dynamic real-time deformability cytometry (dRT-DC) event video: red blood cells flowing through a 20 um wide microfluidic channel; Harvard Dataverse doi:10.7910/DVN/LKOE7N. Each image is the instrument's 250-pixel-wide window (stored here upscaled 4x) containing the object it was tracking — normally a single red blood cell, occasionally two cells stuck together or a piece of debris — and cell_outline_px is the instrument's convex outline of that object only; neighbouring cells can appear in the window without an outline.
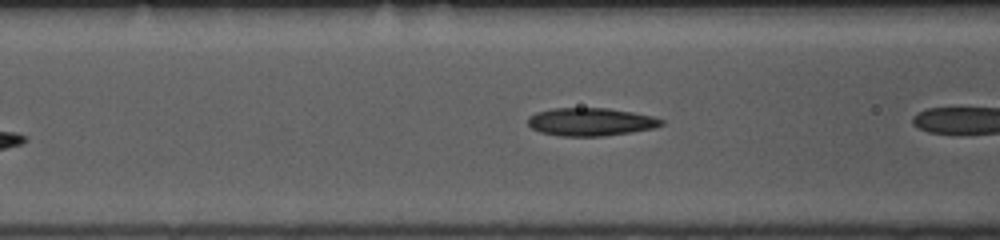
{"species": "common noctule bat (a hibernating species)", "species_latin": "Nyctalus noctula", "temperature_condition": "room temperature", "stored_images_in_passage": 6, "camera_frame_rate_fps": 3000, "um_per_image_px": 0.085, "animal": {"sex": "female", "body_mass_g": 10.0, "forearm_length_mm": 53.1}, "frame": {"image": 1, "passage_image": 5, "time_ms": 1.333, "image_size_px": [1000, 240], "cell_outline_px": [[664, 124], [656, 128], [632, 132], [604, 136], [560, 136], [540, 132], [532, 128], [528, 124], [528, 116], [536, 112], [552, 108], [608, 108], [632, 112], [652, 116], [664, 120]], "centroid_in_image_um": [50.22, 10.36], "position_along_channel_um": 116.4, "area_um2": 21.91}}